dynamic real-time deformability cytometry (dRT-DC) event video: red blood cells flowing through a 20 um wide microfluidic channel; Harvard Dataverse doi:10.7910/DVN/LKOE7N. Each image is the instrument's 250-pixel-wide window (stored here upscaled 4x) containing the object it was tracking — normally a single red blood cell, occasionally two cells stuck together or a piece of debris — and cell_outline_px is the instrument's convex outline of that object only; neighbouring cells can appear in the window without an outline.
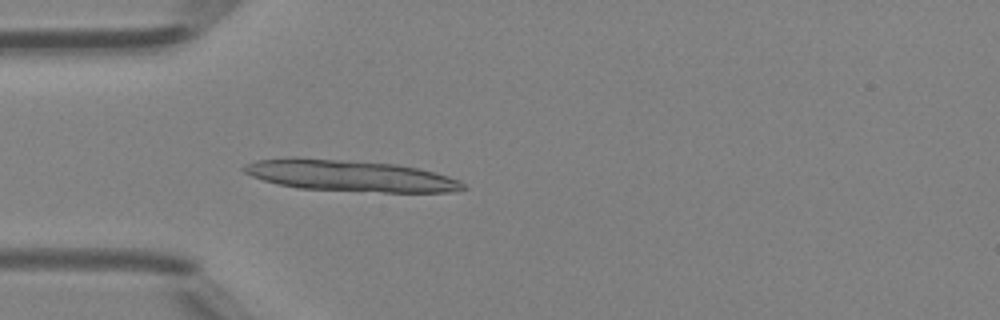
{"species": "Egyptian fruit bat (a non-hibernating species)", "species_latin": "Rousettus aegyptiacus", "temperature_condition": "room temperature", "stored_images_in_passage": 35, "camera_frame_rate_fps": 3000, "um_per_image_px": 0.085, "animal": {"sex": "female"}, "frame": {"image": 1, "passage_image": 6, "time_ms": 1.667, "image_size_px": [1000, 320], "cell_outline_px": [[468, 188], [452, 192], [384, 192], [300, 188], [276, 184], [252, 176], [244, 172], [240, 168], [244, 164], [256, 160], [296, 156], [396, 164], [416, 168], [448, 176], [460, 180]], "centroid_in_image_um": [29.71, 14.92], "position_along_channel_um": 55.3, "area_um2": 40.11}}